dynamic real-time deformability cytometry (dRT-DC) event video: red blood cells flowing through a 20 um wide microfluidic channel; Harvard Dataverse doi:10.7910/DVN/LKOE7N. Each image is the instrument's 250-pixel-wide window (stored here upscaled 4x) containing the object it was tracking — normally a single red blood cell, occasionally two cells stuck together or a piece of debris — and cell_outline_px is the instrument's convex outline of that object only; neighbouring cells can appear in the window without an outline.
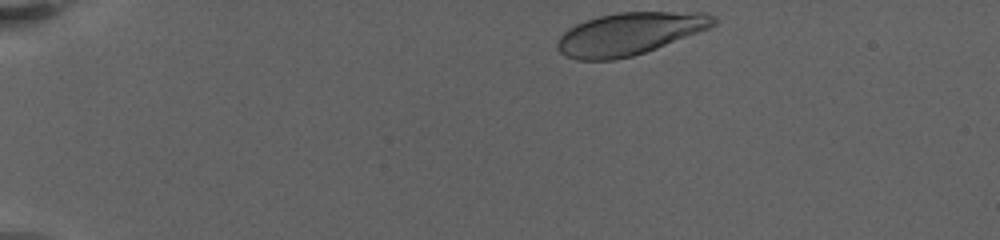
{"species": "human", "species_latin": "Homo sapiens", "temperature_condition": "warm", "stored_images_in_passage": 54, "camera_frame_rate_fps": 3000, "um_per_image_px": 0.085, "donor": {"sex": "female"}, "frame": {"image": 1, "passage_image": 1, "time_ms": 0.0, "image_size_px": [1000, 240], "cell_outline_px": [[716, 24], [708, 28], [656, 48], [632, 56], [612, 60], [576, 60], [564, 56], [560, 52], [556, 44], [560, 36], [568, 28], [584, 20], [596, 16], [616, 12], [708, 12], [716, 16]], "centroid_in_image_um": [53.48, 2.85], "position_along_channel_um": 31.5, "area_um2": 38.61}}
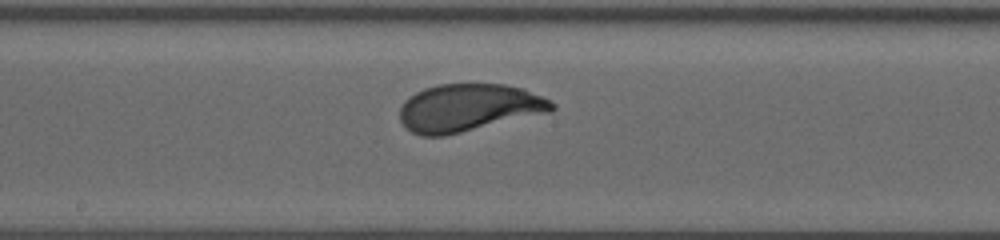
{"frame": {"image": 2, "passage_image": 33, "time_ms": 8.333, "image_size_px": [1000, 240], "cell_outline_px": [[556, 108], [552, 112], [444, 136], [420, 136], [412, 132], [400, 120], [400, 108], [404, 100], [408, 96], [424, 88], [440, 84], [504, 84], [524, 88], [556, 104]], "centroid_in_image_um": [39.84, 9.16], "position_along_channel_um": 208.4, "area_um2": 42.31}}
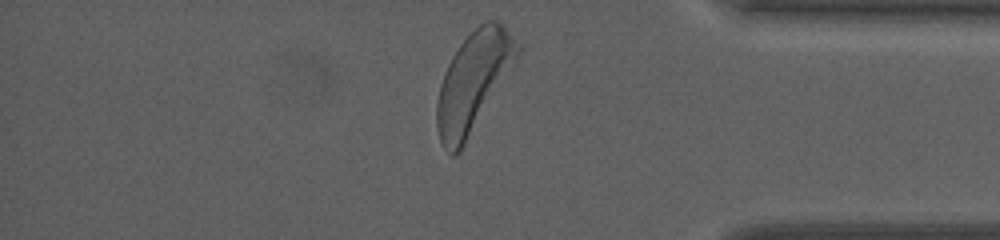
{"frame": {"image": 3, "passage_image": 53, "time_ms": 14.667, "image_size_px": [1000, 240], "cell_outline_px": [[524, 48], [460, 152], [456, 156], [452, 156], [444, 148], [440, 140], [436, 124], [436, 104], [440, 84], [448, 64], [452, 56], [460, 44], [484, 20], [496, 20]], "centroid_in_image_um": [40.23, 6.97], "position_along_channel_um": 395.0, "area_um2": 46.18}, "authors_computed_cell_mechanics": {"area_um2": 41.4426, "velocity_mm_per_s": 3.1965, "shape_relaxation_time_tau1_ms": 2.5294, "shape_relaxation_time_tau2_ms": null, "deformation_change_tau1": 0.1699, "deformation_change_tau2": null}}